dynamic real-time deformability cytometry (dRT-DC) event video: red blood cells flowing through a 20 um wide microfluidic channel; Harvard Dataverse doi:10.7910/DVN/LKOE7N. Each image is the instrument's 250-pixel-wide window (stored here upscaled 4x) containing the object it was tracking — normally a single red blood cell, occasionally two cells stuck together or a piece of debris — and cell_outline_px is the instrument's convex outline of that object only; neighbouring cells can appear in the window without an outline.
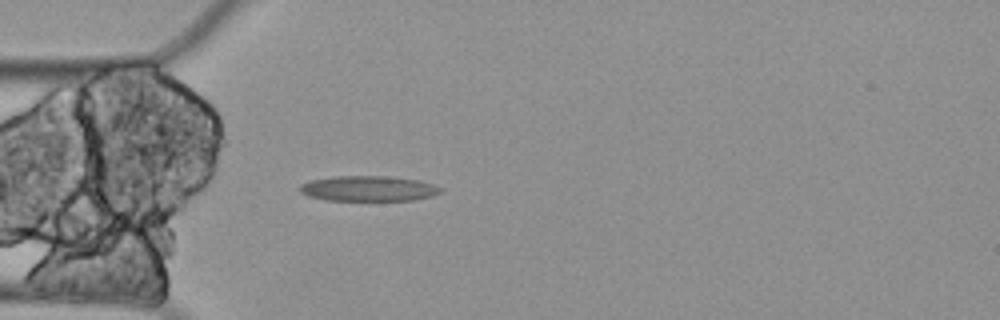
{"species": "Egyptian fruit bat (a non-hibernating species)", "species_latin": "Rousettus aegyptiacus", "temperature_condition": "cold", "stored_images_in_passage": 4, "camera_frame_rate_fps": 3000, "um_per_image_px": 0.085, "animal": {"sex": "female"}, "frame": {"image": 1, "passage_image": 4, "time_ms": 1.0, "image_size_px": [1000, 320], "cell_outline_px": [[440, 192], [432, 196], [412, 200], [324, 200], [308, 196], [300, 192], [300, 184], [312, 180], [332, 176], [384, 176], [420, 180], [432, 184], [440, 188]], "centroid_in_image_um": [31.28, 16.02], "position_along_channel_um": 53.7, "area_um2": 20.63}}